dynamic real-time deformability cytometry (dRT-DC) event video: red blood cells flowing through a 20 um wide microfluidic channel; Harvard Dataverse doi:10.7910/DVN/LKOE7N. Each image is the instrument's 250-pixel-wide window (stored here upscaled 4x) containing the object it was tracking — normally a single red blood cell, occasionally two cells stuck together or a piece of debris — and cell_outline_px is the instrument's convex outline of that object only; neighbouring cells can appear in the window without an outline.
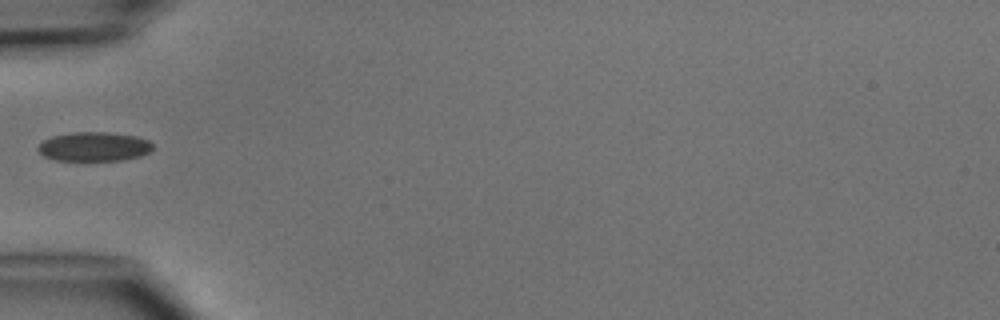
{"species": "common noctule bat (a hibernating species)", "species_latin": "Nyctalus noctula", "temperature_condition": "cold", "stored_images_in_passage": 1, "camera_frame_rate_fps": 3000, "um_per_image_px": 0.085, "animal": {"sex": "male", "body_mass_g": 15.6}, "frame": {"image": 1, "passage_image": 1, "time_ms": 0.0, "image_size_px": [1000, 320], "cell_outline_px": [[152, 148], [148, 152], [140, 156], [120, 160], [52, 160], [44, 156], [36, 148], [44, 140], [52, 136], [72, 132], [108, 132], [136, 136], [148, 140], [152, 144]], "centroid_in_image_um": [7.97, 12.45], "position_along_channel_um": 77.0, "area_um2": 19.42}}